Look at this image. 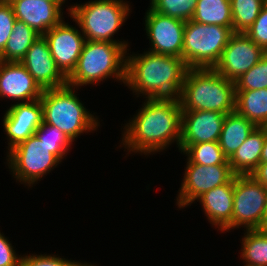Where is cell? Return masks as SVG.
I'll return each instance as SVG.
<instances>
[{
	"mask_svg": "<svg viewBox=\"0 0 267 266\" xmlns=\"http://www.w3.org/2000/svg\"><path fill=\"white\" fill-rule=\"evenodd\" d=\"M76 266H96L95 264H89L87 263L86 261L83 263V262H79Z\"/></svg>",
	"mask_w": 267,
	"mask_h": 266,
	"instance_id": "74e56055",
	"label": "cell"
},
{
	"mask_svg": "<svg viewBox=\"0 0 267 266\" xmlns=\"http://www.w3.org/2000/svg\"><path fill=\"white\" fill-rule=\"evenodd\" d=\"M235 111L260 127L267 119V88L236 91Z\"/></svg>",
	"mask_w": 267,
	"mask_h": 266,
	"instance_id": "603a6c76",
	"label": "cell"
},
{
	"mask_svg": "<svg viewBox=\"0 0 267 266\" xmlns=\"http://www.w3.org/2000/svg\"><path fill=\"white\" fill-rule=\"evenodd\" d=\"M3 129L8 140L7 153L18 144L34 135L43 123L40 99L11 104L3 116Z\"/></svg>",
	"mask_w": 267,
	"mask_h": 266,
	"instance_id": "5bb4252c",
	"label": "cell"
},
{
	"mask_svg": "<svg viewBox=\"0 0 267 266\" xmlns=\"http://www.w3.org/2000/svg\"><path fill=\"white\" fill-rule=\"evenodd\" d=\"M16 20L11 3L8 0H0V53L9 40Z\"/></svg>",
	"mask_w": 267,
	"mask_h": 266,
	"instance_id": "1f68e13d",
	"label": "cell"
},
{
	"mask_svg": "<svg viewBox=\"0 0 267 266\" xmlns=\"http://www.w3.org/2000/svg\"><path fill=\"white\" fill-rule=\"evenodd\" d=\"M191 163L201 165L229 164L217 141L188 145L182 152Z\"/></svg>",
	"mask_w": 267,
	"mask_h": 266,
	"instance_id": "4316f807",
	"label": "cell"
},
{
	"mask_svg": "<svg viewBox=\"0 0 267 266\" xmlns=\"http://www.w3.org/2000/svg\"><path fill=\"white\" fill-rule=\"evenodd\" d=\"M233 197L232 229L267 228L265 186L252 175H236Z\"/></svg>",
	"mask_w": 267,
	"mask_h": 266,
	"instance_id": "9c48e42d",
	"label": "cell"
},
{
	"mask_svg": "<svg viewBox=\"0 0 267 266\" xmlns=\"http://www.w3.org/2000/svg\"><path fill=\"white\" fill-rule=\"evenodd\" d=\"M235 82L227 80L214 68H189L186 72L179 102L182 111H235Z\"/></svg>",
	"mask_w": 267,
	"mask_h": 266,
	"instance_id": "3957f363",
	"label": "cell"
},
{
	"mask_svg": "<svg viewBox=\"0 0 267 266\" xmlns=\"http://www.w3.org/2000/svg\"><path fill=\"white\" fill-rule=\"evenodd\" d=\"M80 261L68 260L53 254L21 255L20 266H76Z\"/></svg>",
	"mask_w": 267,
	"mask_h": 266,
	"instance_id": "4dcf8cb0",
	"label": "cell"
},
{
	"mask_svg": "<svg viewBox=\"0 0 267 266\" xmlns=\"http://www.w3.org/2000/svg\"><path fill=\"white\" fill-rule=\"evenodd\" d=\"M43 36L57 67L68 77L75 69L86 41L81 29L62 20Z\"/></svg>",
	"mask_w": 267,
	"mask_h": 266,
	"instance_id": "4fadbf2b",
	"label": "cell"
},
{
	"mask_svg": "<svg viewBox=\"0 0 267 266\" xmlns=\"http://www.w3.org/2000/svg\"><path fill=\"white\" fill-rule=\"evenodd\" d=\"M240 259L244 266H267V228L244 230Z\"/></svg>",
	"mask_w": 267,
	"mask_h": 266,
	"instance_id": "cb8c5ba5",
	"label": "cell"
},
{
	"mask_svg": "<svg viewBox=\"0 0 267 266\" xmlns=\"http://www.w3.org/2000/svg\"><path fill=\"white\" fill-rule=\"evenodd\" d=\"M145 30L149 52L182 58L185 22L181 19L162 15L151 8L145 12Z\"/></svg>",
	"mask_w": 267,
	"mask_h": 266,
	"instance_id": "8fae6325",
	"label": "cell"
},
{
	"mask_svg": "<svg viewBox=\"0 0 267 266\" xmlns=\"http://www.w3.org/2000/svg\"><path fill=\"white\" fill-rule=\"evenodd\" d=\"M76 87L65 85L43 90L40 98L43 109V123L59 128L72 142L78 136L96 131L99 117L86 109L79 99Z\"/></svg>",
	"mask_w": 267,
	"mask_h": 266,
	"instance_id": "277c9868",
	"label": "cell"
},
{
	"mask_svg": "<svg viewBox=\"0 0 267 266\" xmlns=\"http://www.w3.org/2000/svg\"><path fill=\"white\" fill-rule=\"evenodd\" d=\"M245 34L267 52V3Z\"/></svg>",
	"mask_w": 267,
	"mask_h": 266,
	"instance_id": "d6a6232c",
	"label": "cell"
},
{
	"mask_svg": "<svg viewBox=\"0 0 267 266\" xmlns=\"http://www.w3.org/2000/svg\"><path fill=\"white\" fill-rule=\"evenodd\" d=\"M25 22L16 20L4 50L0 53V61L20 62L32 44L40 37Z\"/></svg>",
	"mask_w": 267,
	"mask_h": 266,
	"instance_id": "7402d4cb",
	"label": "cell"
},
{
	"mask_svg": "<svg viewBox=\"0 0 267 266\" xmlns=\"http://www.w3.org/2000/svg\"><path fill=\"white\" fill-rule=\"evenodd\" d=\"M42 92L21 62L0 61V98L23 103L40 99Z\"/></svg>",
	"mask_w": 267,
	"mask_h": 266,
	"instance_id": "ac0fdd59",
	"label": "cell"
},
{
	"mask_svg": "<svg viewBox=\"0 0 267 266\" xmlns=\"http://www.w3.org/2000/svg\"><path fill=\"white\" fill-rule=\"evenodd\" d=\"M47 1H67V0H47Z\"/></svg>",
	"mask_w": 267,
	"mask_h": 266,
	"instance_id": "f35d334b",
	"label": "cell"
},
{
	"mask_svg": "<svg viewBox=\"0 0 267 266\" xmlns=\"http://www.w3.org/2000/svg\"><path fill=\"white\" fill-rule=\"evenodd\" d=\"M265 0H230L232 32L245 33L257 19Z\"/></svg>",
	"mask_w": 267,
	"mask_h": 266,
	"instance_id": "484cf974",
	"label": "cell"
},
{
	"mask_svg": "<svg viewBox=\"0 0 267 266\" xmlns=\"http://www.w3.org/2000/svg\"><path fill=\"white\" fill-rule=\"evenodd\" d=\"M41 142L53 148L55 154L61 161L65 159L73 142L56 126L42 123L35 132Z\"/></svg>",
	"mask_w": 267,
	"mask_h": 266,
	"instance_id": "f1b7e54d",
	"label": "cell"
},
{
	"mask_svg": "<svg viewBox=\"0 0 267 266\" xmlns=\"http://www.w3.org/2000/svg\"><path fill=\"white\" fill-rule=\"evenodd\" d=\"M6 160L13 178L28 188H32L62 163L53 154V148L41 142L36 134L11 149Z\"/></svg>",
	"mask_w": 267,
	"mask_h": 266,
	"instance_id": "ba28073f",
	"label": "cell"
},
{
	"mask_svg": "<svg viewBox=\"0 0 267 266\" xmlns=\"http://www.w3.org/2000/svg\"><path fill=\"white\" fill-rule=\"evenodd\" d=\"M20 259L11 241L0 231V266H20Z\"/></svg>",
	"mask_w": 267,
	"mask_h": 266,
	"instance_id": "836d02e7",
	"label": "cell"
},
{
	"mask_svg": "<svg viewBox=\"0 0 267 266\" xmlns=\"http://www.w3.org/2000/svg\"><path fill=\"white\" fill-rule=\"evenodd\" d=\"M225 116L217 111H182L179 152L191 144L218 142Z\"/></svg>",
	"mask_w": 267,
	"mask_h": 266,
	"instance_id": "2e32d148",
	"label": "cell"
},
{
	"mask_svg": "<svg viewBox=\"0 0 267 266\" xmlns=\"http://www.w3.org/2000/svg\"><path fill=\"white\" fill-rule=\"evenodd\" d=\"M232 34V27L186 21L182 58L187 67L214 68Z\"/></svg>",
	"mask_w": 267,
	"mask_h": 266,
	"instance_id": "52a82bcc",
	"label": "cell"
},
{
	"mask_svg": "<svg viewBox=\"0 0 267 266\" xmlns=\"http://www.w3.org/2000/svg\"><path fill=\"white\" fill-rule=\"evenodd\" d=\"M267 88V52L258 63L235 82L236 91L260 90Z\"/></svg>",
	"mask_w": 267,
	"mask_h": 266,
	"instance_id": "f546056e",
	"label": "cell"
},
{
	"mask_svg": "<svg viewBox=\"0 0 267 266\" xmlns=\"http://www.w3.org/2000/svg\"><path fill=\"white\" fill-rule=\"evenodd\" d=\"M129 50L122 43L86 40L75 69L67 77V84L80 89L88 84L98 85L109 78L125 84Z\"/></svg>",
	"mask_w": 267,
	"mask_h": 266,
	"instance_id": "5b68a950",
	"label": "cell"
},
{
	"mask_svg": "<svg viewBox=\"0 0 267 266\" xmlns=\"http://www.w3.org/2000/svg\"><path fill=\"white\" fill-rule=\"evenodd\" d=\"M266 52L245 33H233L214 69L227 80L236 82Z\"/></svg>",
	"mask_w": 267,
	"mask_h": 266,
	"instance_id": "7c38bea8",
	"label": "cell"
},
{
	"mask_svg": "<svg viewBox=\"0 0 267 266\" xmlns=\"http://www.w3.org/2000/svg\"><path fill=\"white\" fill-rule=\"evenodd\" d=\"M197 0H150V8L162 15L184 21L192 20Z\"/></svg>",
	"mask_w": 267,
	"mask_h": 266,
	"instance_id": "83f0119b",
	"label": "cell"
},
{
	"mask_svg": "<svg viewBox=\"0 0 267 266\" xmlns=\"http://www.w3.org/2000/svg\"><path fill=\"white\" fill-rule=\"evenodd\" d=\"M257 126L236 111L226 114L218 140L224 155L229 159Z\"/></svg>",
	"mask_w": 267,
	"mask_h": 266,
	"instance_id": "44dd1931",
	"label": "cell"
},
{
	"mask_svg": "<svg viewBox=\"0 0 267 266\" xmlns=\"http://www.w3.org/2000/svg\"><path fill=\"white\" fill-rule=\"evenodd\" d=\"M260 128L264 131L267 136V119L261 124Z\"/></svg>",
	"mask_w": 267,
	"mask_h": 266,
	"instance_id": "8d00e7d4",
	"label": "cell"
},
{
	"mask_svg": "<svg viewBox=\"0 0 267 266\" xmlns=\"http://www.w3.org/2000/svg\"><path fill=\"white\" fill-rule=\"evenodd\" d=\"M124 125L119 147L127 149L128 156L134 152L148 157L168 149L174 142L179 150L182 125L179 99L146 98L142 107Z\"/></svg>",
	"mask_w": 267,
	"mask_h": 266,
	"instance_id": "6da1fadb",
	"label": "cell"
},
{
	"mask_svg": "<svg viewBox=\"0 0 267 266\" xmlns=\"http://www.w3.org/2000/svg\"><path fill=\"white\" fill-rule=\"evenodd\" d=\"M263 186H267V162H260L258 167L250 174Z\"/></svg>",
	"mask_w": 267,
	"mask_h": 266,
	"instance_id": "e575fe53",
	"label": "cell"
},
{
	"mask_svg": "<svg viewBox=\"0 0 267 266\" xmlns=\"http://www.w3.org/2000/svg\"><path fill=\"white\" fill-rule=\"evenodd\" d=\"M20 62L42 90L67 85V77L57 67L43 35L32 44Z\"/></svg>",
	"mask_w": 267,
	"mask_h": 266,
	"instance_id": "9a60e30c",
	"label": "cell"
},
{
	"mask_svg": "<svg viewBox=\"0 0 267 266\" xmlns=\"http://www.w3.org/2000/svg\"><path fill=\"white\" fill-rule=\"evenodd\" d=\"M261 162H267V136L261 152Z\"/></svg>",
	"mask_w": 267,
	"mask_h": 266,
	"instance_id": "d590c367",
	"label": "cell"
},
{
	"mask_svg": "<svg viewBox=\"0 0 267 266\" xmlns=\"http://www.w3.org/2000/svg\"><path fill=\"white\" fill-rule=\"evenodd\" d=\"M17 20L25 22L38 34L44 35L63 19L66 1L8 0Z\"/></svg>",
	"mask_w": 267,
	"mask_h": 266,
	"instance_id": "e0dca14e",
	"label": "cell"
},
{
	"mask_svg": "<svg viewBox=\"0 0 267 266\" xmlns=\"http://www.w3.org/2000/svg\"><path fill=\"white\" fill-rule=\"evenodd\" d=\"M128 3L129 1L124 0H90L82 4H72L67 8V14L81 29L85 40L122 43L129 49L128 41L114 40V35L132 12V6Z\"/></svg>",
	"mask_w": 267,
	"mask_h": 266,
	"instance_id": "8992f818",
	"label": "cell"
},
{
	"mask_svg": "<svg viewBox=\"0 0 267 266\" xmlns=\"http://www.w3.org/2000/svg\"><path fill=\"white\" fill-rule=\"evenodd\" d=\"M234 178L226 184L215 187L197 199L205 216L221 233L232 230Z\"/></svg>",
	"mask_w": 267,
	"mask_h": 266,
	"instance_id": "d6986e66",
	"label": "cell"
},
{
	"mask_svg": "<svg viewBox=\"0 0 267 266\" xmlns=\"http://www.w3.org/2000/svg\"><path fill=\"white\" fill-rule=\"evenodd\" d=\"M193 21L232 27L230 0H197Z\"/></svg>",
	"mask_w": 267,
	"mask_h": 266,
	"instance_id": "d4e9b609",
	"label": "cell"
},
{
	"mask_svg": "<svg viewBox=\"0 0 267 266\" xmlns=\"http://www.w3.org/2000/svg\"><path fill=\"white\" fill-rule=\"evenodd\" d=\"M126 54L125 86L143 98L179 99L189 69L183 58L155 54Z\"/></svg>",
	"mask_w": 267,
	"mask_h": 266,
	"instance_id": "7a4b0ae2",
	"label": "cell"
},
{
	"mask_svg": "<svg viewBox=\"0 0 267 266\" xmlns=\"http://www.w3.org/2000/svg\"><path fill=\"white\" fill-rule=\"evenodd\" d=\"M184 176L176 197L179 209L191 206L204 193L230 182L236 174L230 164L201 165L187 159Z\"/></svg>",
	"mask_w": 267,
	"mask_h": 266,
	"instance_id": "30bf717a",
	"label": "cell"
},
{
	"mask_svg": "<svg viewBox=\"0 0 267 266\" xmlns=\"http://www.w3.org/2000/svg\"><path fill=\"white\" fill-rule=\"evenodd\" d=\"M265 139L264 131L260 127H256L228 159L231 169L236 175H250L258 167Z\"/></svg>",
	"mask_w": 267,
	"mask_h": 266,
	"instance_id": "ffe728a7",
	"label": "cell"
}]
</instances>
